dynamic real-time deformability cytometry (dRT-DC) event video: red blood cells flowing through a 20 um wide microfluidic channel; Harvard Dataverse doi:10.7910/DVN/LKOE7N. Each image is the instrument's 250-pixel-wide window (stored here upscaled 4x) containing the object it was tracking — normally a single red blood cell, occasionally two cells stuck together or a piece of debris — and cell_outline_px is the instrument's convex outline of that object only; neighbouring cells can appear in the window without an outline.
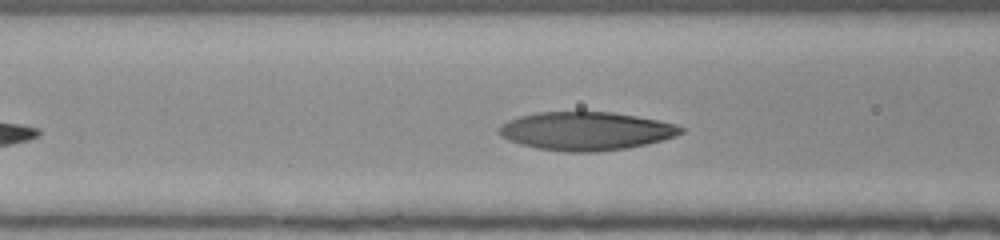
{"species": "human", "species_latin": "Homo sapiens", "temperature_condition": "room temperature", "stored_images_in_passage": 32, "camera_frame_rate_fps": 3000, "um_per_image_px": 0.085, "donor": {"sex": "female"}, "frame": {"image": 1, "passage_image": 10, "time_ms": 3.0, "image_size_px": [1000, 240], "cell_outline_px": [[684, 132], [676, 136], [628, 148], [596, 152], [564, 152], [536, 148], [520, 144], [508, 140], [500, 136], [496, 132], [496, 128], [500, 124], [508, 120], [520, 116], [536, 112], [612, 112], [660, 120], [676, 124], [684, 128]], "centroid_in_image_um": [49.76, 11.14], "position_along_channel_um": 116.8, "area_um2": 40.98}}
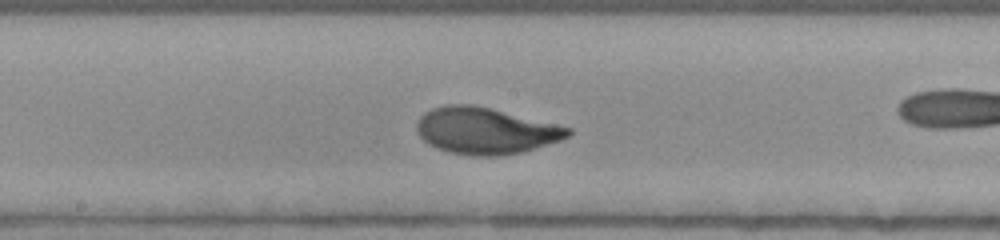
{"frame": {"image": 2, "passage_image": 17, "time_ms": 5.333, "image_size_px": [1000, 240], "cell_outline_px": [[572, 132], [568, 136], [560, 140], [520, 152], [496, 156], [472, 156], [448, 152], [436, 148], [428, 144], [416, 132], [416, 124], [420, 116], [424, 112], [432, 108], [444, 104], [472, 104], [572, 128]], "centroid_in_image_um": [41.2, 11.11], "position_along_channel_um": 207.0, "area_um2": 40.75}}
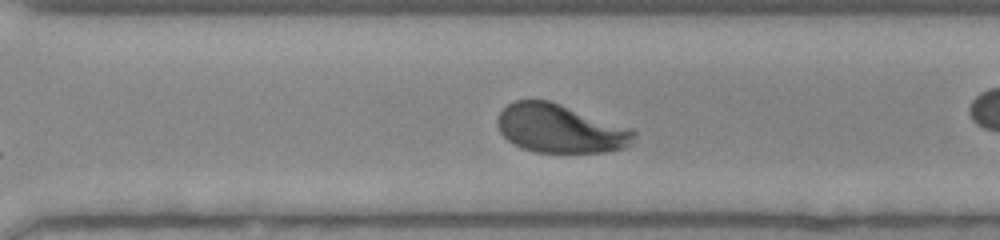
{"frame": {"image": 3, "passage_image": 26, "time_ms": 8.333, "image_size_px": [1000, 240], "cell_outline_px": [[636, 136], [632, 144], [624, 148], [604, 152], [536, 152], [524, 148], [508, 140], [500, 132], [496, 124], [496, 120], [500, 112], [508, 104], [516, 100], [548, 100], [632, 128], [636, 132]], "centroid_in_image_um": [47.63, 10.93], "position_along_channel_um": 323.0, "area_um2": 38.49}}